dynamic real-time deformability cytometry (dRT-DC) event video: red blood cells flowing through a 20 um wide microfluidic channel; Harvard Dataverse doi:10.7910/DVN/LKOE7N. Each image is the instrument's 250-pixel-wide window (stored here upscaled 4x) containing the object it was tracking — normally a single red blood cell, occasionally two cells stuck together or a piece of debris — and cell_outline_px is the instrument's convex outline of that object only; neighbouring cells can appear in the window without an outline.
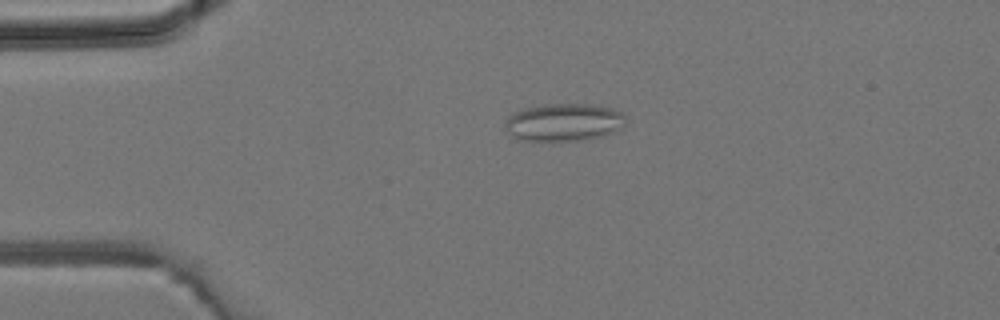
{"species": "common noctule bat (a hibernating species)", "species_latin": "Nyctalus noctula", "temperature_condition": "room temperature", "stored_images_in_passage": 45, "camera_frame_rate_fps": 3000, "um_per_image_px": 0.085, "animal": {"sex": "male", "body_mass_g": 19.2, "forearm_length_mm": 51.8}, "frame": {"image": 1, "passage_image": 10, "time_ms": 3.0, "image_size_px": [1000, 320], "cell_outline_px": [[624, 124], [612, 132], [604, 136], [584, 140], [556, 144], [552, 144], [516, 140], [504, 128], [504, 120], [512, 112], [524, 108], [544, 104], [588, 104], [612, 108], [620, 112], [624, 116]], "centroid_in_image_um": [47.81, 10.45], "position_along_channel_um": 37.2, "area_um2": 27.57}}
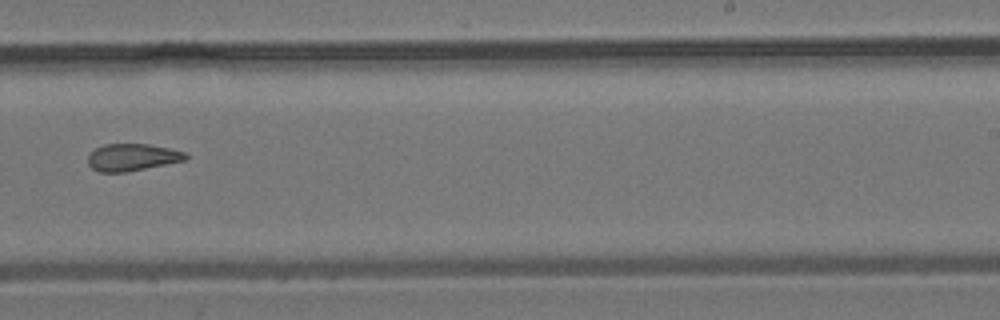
{"frame": {"image": 2, "passage_image": 28, "time_ms": 9.0, "image_size_px": [1000, 320], "cell_outline_px": [[188, 156], [184, 160], [124, 172], [100, 172], [92, 168], [88, 164], [88, 156], [96, 148], [104, 144], [148, 144], [188, 152]], "centroid_in_image_um": [11.23, 13.36], "position_along_channel_um": 277.8, "area_um2": 15.2}}
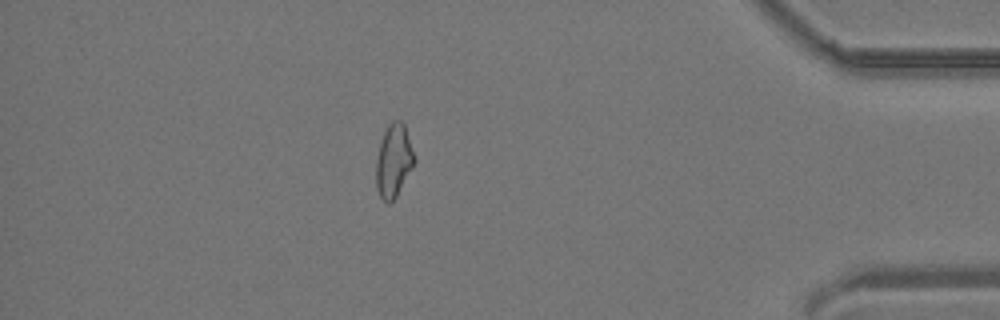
{"frame": {"image": 3, "passage_image": 39, "time_ms": 12.667, "image_size_px": [1000, 320], "cell_outline_px": [[416, 160], [412, 168], [396, 196], [388, 204], [380, 196], [376, 188], [376, 160], [380, 140], [388, 124], [392, 120], [400, 120], [404, 124], [416, 156]], "centroid_in_image_um": [33.46, 13.63], "position_along_channel_um": 401.7, "area_um2": 16.36}}